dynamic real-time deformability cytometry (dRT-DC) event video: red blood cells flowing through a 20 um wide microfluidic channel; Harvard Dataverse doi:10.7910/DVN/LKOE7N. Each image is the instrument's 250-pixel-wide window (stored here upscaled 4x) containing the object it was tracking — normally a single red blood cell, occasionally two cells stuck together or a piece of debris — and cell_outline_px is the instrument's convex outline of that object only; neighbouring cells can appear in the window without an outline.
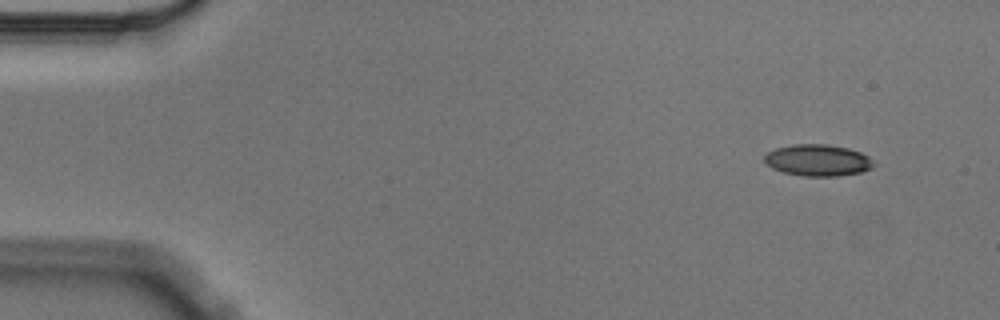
{"species": "Egyptian fruit bat (a non-hibernating species)", "species_latin": "Rousettus aegyptiacus", "temperature_condition": "cold", "stored_images_in_passage": 6, "camera_frame_rate_fps": 3000, "um_per_image_px": 0.085, "animal": {"sex": "male"}, "frame": {"image": 1, "passage_image": 1, "time_ms": 0.0, "image_size_px": [1000, 320], "cell_outline_px": [[876, 164], [872, 168], [860, 172], [836, 176], [804, 176], [784, 172], [772, 168], [764, 164], [764, 156], [768, 152], [776, 148], [792, 144], [828, 144], [848, 148], [860, 152], [868, 156]], "centroid_in_image_um": [69.5, 13.61], "position_along_channel_um": 15.5, "area_um2": 20.17}}
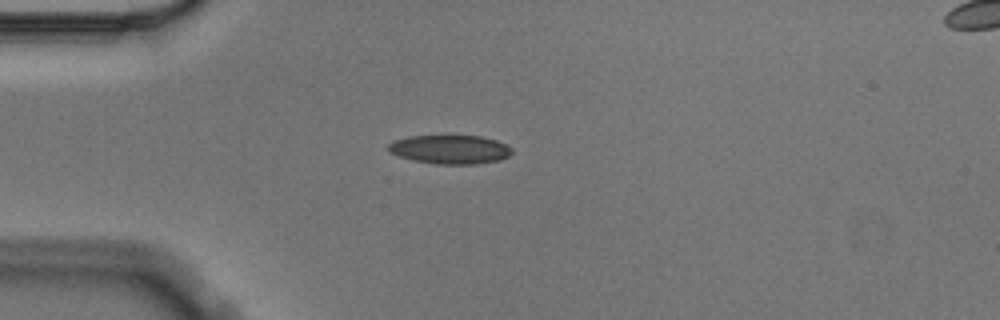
{"frame": {"image": 2, "passage_image": 4, "time_ms": 1.0, "image_size_px": [1000, 320], "cell_outline_px": [[512, 152], [508, 156], [500, 160], [476, 164], [436, 164], [412, 160], [388, 152], [388, 144], [392, 140], [408, 136], [480, 136], [496, 140], [512, 148]], "centroid_in_image_um": [38.22, 12.7], "position_along_channel_um": 46.8, "area_um2": 20.81}}
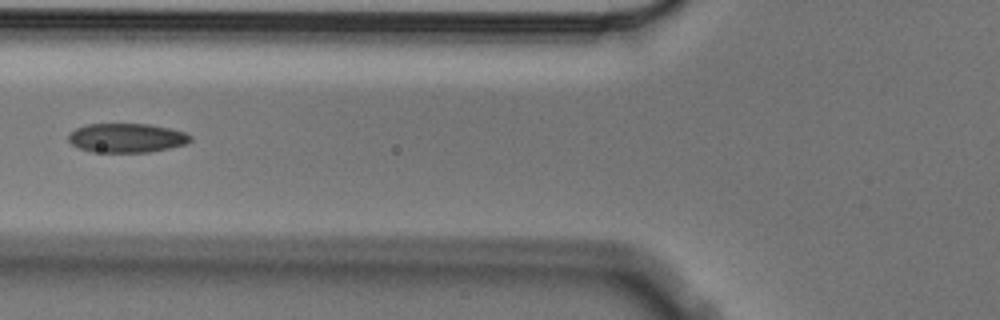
{"frame": {"image": 3, "passage_image": 6, "time_ms": 1.667, "image_size_px": [1000, 320], "cell_outline_px": [[192, 140], [184, 144], [168, 148], [148, 152], [92, 152], [80, 148], [72, 144], [68, 140], [68, 132], [84, 124], [148, 124], [168, 128], [184, 132], [192, 136]], "centroid_in_image_um": [10.72, 11.72], "position_along_channel_um": 115.1, "area_um2": 20.69}}